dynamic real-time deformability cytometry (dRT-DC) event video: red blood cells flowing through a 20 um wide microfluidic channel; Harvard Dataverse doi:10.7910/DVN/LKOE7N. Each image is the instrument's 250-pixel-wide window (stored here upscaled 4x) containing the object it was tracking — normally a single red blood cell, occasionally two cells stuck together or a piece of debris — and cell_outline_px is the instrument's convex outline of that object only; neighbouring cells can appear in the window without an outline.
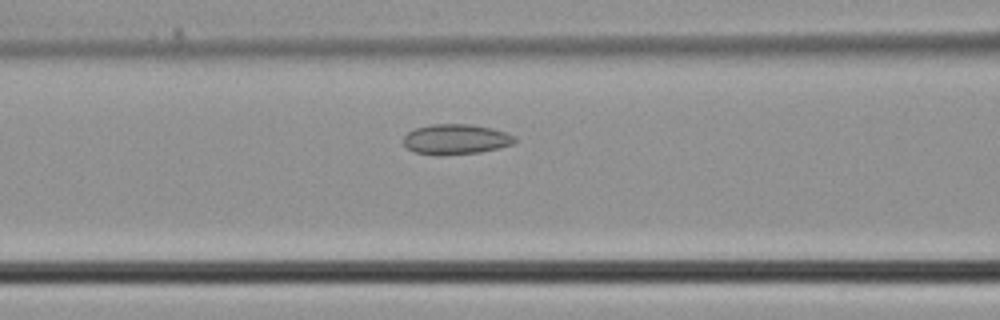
{"species": "common noctule bat (a hibernating species)", "species_latin": "Nyctalus noctula", "temperature_condition": "cold", "stored_images_in_passage": 34, "camera_frame_rate_fps": 3000, "um_per_image_px": 0.085, "animal": {"sex": "male", "body_mass_g": 21.5, "forearm_length_mm": 52.0}, "frame": {"image": 1, "passage_image": 11, "time_ms": 3.333, "image_size_px": [1000, 320], "cell_outline_px": [[516, 140], [512, 144], [500, 148], [480, 152], [444, 156], [436, 156], [416, 152], [408, 148], [404, 144], [404, 136], [408, 132], [416, 128], [432, 124], [468, 124], [492, 128], [516, 136]], "centroid_in_image_um": [38.75, 11.85], "position_along_channel_um": 127.8, "area_um2": 19.71}}
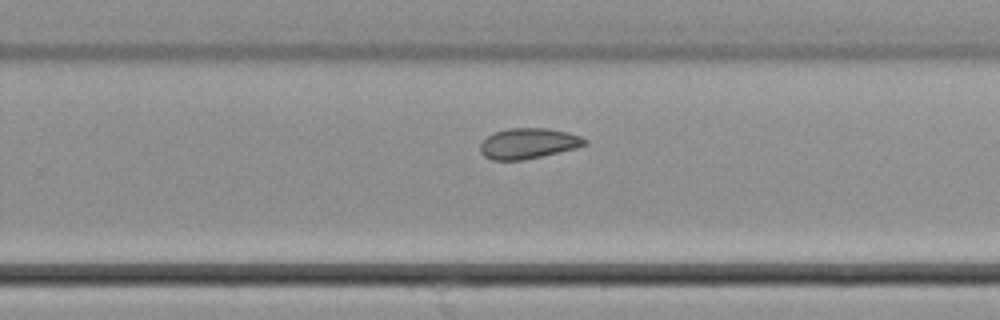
{"frame": {"image": 2, "passage_image": 20, "time_ms": 6.333, "image_size_px": [1000, 320], "cell_outline_px": [[588, 144], [576, 148], [524, 160], [492, 160], [484, 156], [480, 152], [480, 144], [488, 136], [496, 132], [508, 128], [548, 128], [568, 132], [580, 136], [588, 140]], "centroid_in_image_um": [44.92, 12.19], "position_along_channel_um": 284.9, "area_um2": 18.61}}
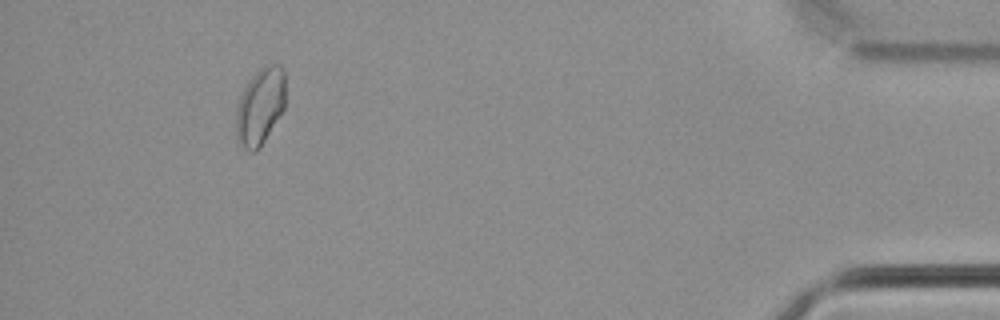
{"frame": {"image": 3, "passage_image": 31, "time_ms": 10.0, "image_size_px": [1000, 320], "cell_outline_px": [[284, 108], [260, 148], [256, 152], [248, 152], [240, 148], [236, 140], [236, 108], [240, 96], [248, 80], [264, 64], [280, 64], [284, 72]], "centroid_in_image_um": [22.08, 9.08], "position_along_channel_um": 413.1, "area_um2": 22.43}}